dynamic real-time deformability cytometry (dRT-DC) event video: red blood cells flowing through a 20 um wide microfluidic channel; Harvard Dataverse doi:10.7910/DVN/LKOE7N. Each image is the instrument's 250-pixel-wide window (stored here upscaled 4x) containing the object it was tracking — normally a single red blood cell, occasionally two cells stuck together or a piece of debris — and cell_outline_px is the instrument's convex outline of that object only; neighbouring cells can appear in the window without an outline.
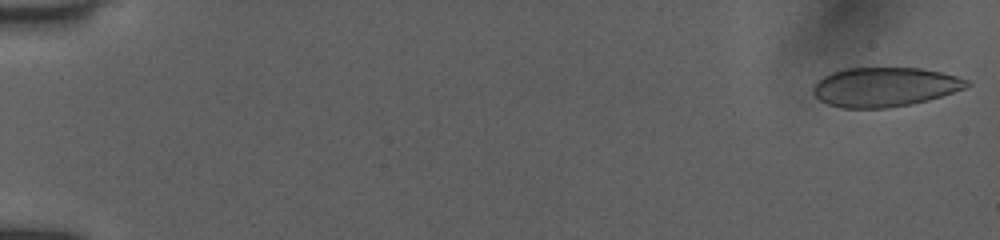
{"species": "human", "species_latin": "Homo sapiens", "temperature_condition": "room temperature", "stored_images_in_passage": 55, "camera_frame_rate_fps": 3000, "um_per_image_px": 0.085, "donor": {"sex": "female"}, "frame": {"image": 1, "passage_image": 1, "time_ms": 0.0, "image_size_px": [1000, 240], "cell_outline_px": [[972, 84], [964, 88], [928, 100], [888, 108], [840, 108], [828, 104], [820, 100], [812, 92], [812, 88], [824, 76], [832, 72], [844, 68], [920, 68], [940, 72], [956, 76], [968, 80]], "centroid_in_image_um": [75.18, 7.39], "position_along_channel_um": 9.8, "area_um2": 34.97}}
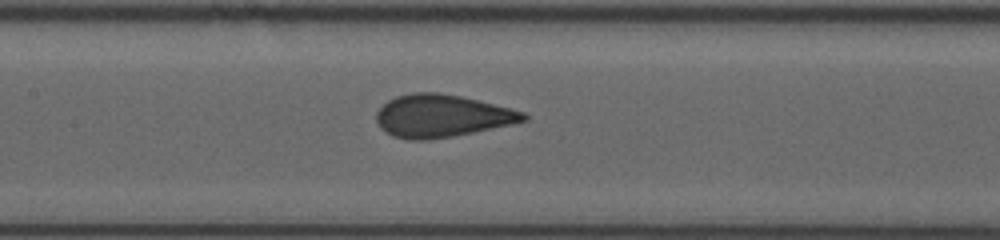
{"frame": {"image": 2, "passage_image": 32, "time_ms": 8.333, "image_size_px": [1000, 240], "cell_outline_px": [[528, 120], [512, 124], [452, 136], [428, 140], [408, 140], [392, 136], [380, 128], [376, 120], [376, 112], [388, 100], [396, 96], [412, 92], [440, 92], [460, 96], [524, 112], [528, 116]], "centroid_in_image_um": [37.5, 9.85], "position_along_channel_um": 169.9, "area_um2": 36.3}}
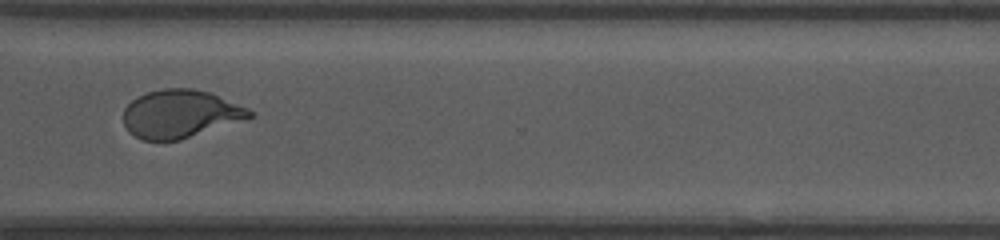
{"frame": {"image": 3, "passage_image": 54, "time_ms": 13.0, "image_size_px": [1000, 240], "cell_outline_px": [[256, 116], [180, 140], [144, 140], [128, 132], [124, 124], [124, 108], [132, 100], [148, 92], [164, 88], [192, 88], [208, 92], [248, 108], [256, 112]], "centroid_in_image_um": [15.34, 9.68], "position_along_channel_um": 355.3, "area_um2": 35.14}}